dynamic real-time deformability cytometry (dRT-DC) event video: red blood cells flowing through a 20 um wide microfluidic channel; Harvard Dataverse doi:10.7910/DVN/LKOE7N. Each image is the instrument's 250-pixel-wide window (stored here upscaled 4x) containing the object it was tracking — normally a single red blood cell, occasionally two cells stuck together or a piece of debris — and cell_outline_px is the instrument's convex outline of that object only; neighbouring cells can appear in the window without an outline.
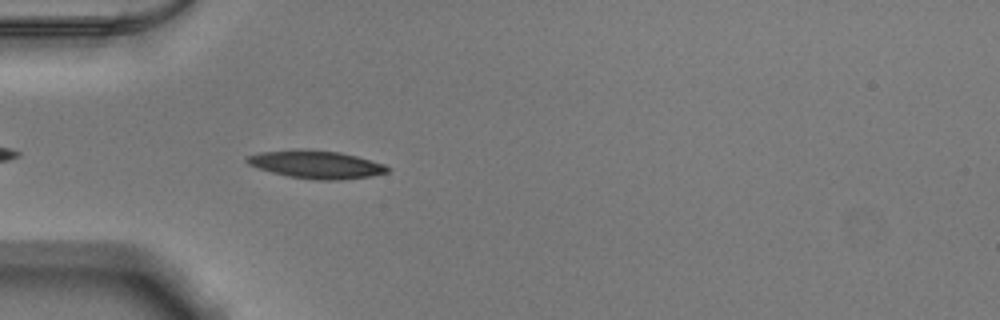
{"species": "Egyptian fruit bat (a non-hibernating species)", "species_latin": "Rousettus aegyptiacus", "temperature_condition": "warm", "stored_images_in_passage": 39, "camera_frame_rate_fps": 3000, "um_per_image_px": 0.085, "animal": {"sex": "male"}, "frame": {"image": 1, "passage_image": 3, "time_ms": 0.667, "image_size_px": [1000, 320], "cell_outline_px": [[388, 172], [372, 176], [340, 180], [316, 180], [288, 176], [272, 172], [248, 164], [244, 160], [244, 156], [260, 152], [340, 152], [372, 160], [384, 164], [388, 168]], "centroid_in_image_um": [26.91, 14.03], "position_along_channel_um": 58.1, "area_um2": 21.85}}
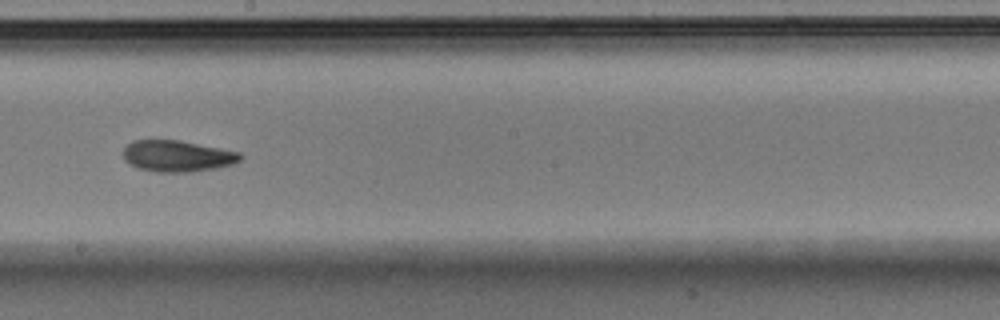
{"frame": {"image": 2, "passage_image": 17, "time_ms": 5.333, "image_size_px": [1000, 320], "cell_outline_px": [[244, 156], [240, 160], [232, 164], [216, 168], [192, 172], [156, 172], [136, 168], [124, 160], [124, 148], [132, 140], [180, 140], [240, 152]], "centroid_in_image_um": [15.07, 13.27], "position_along_channel_um": 233.1, "area_um2": 21.5}}
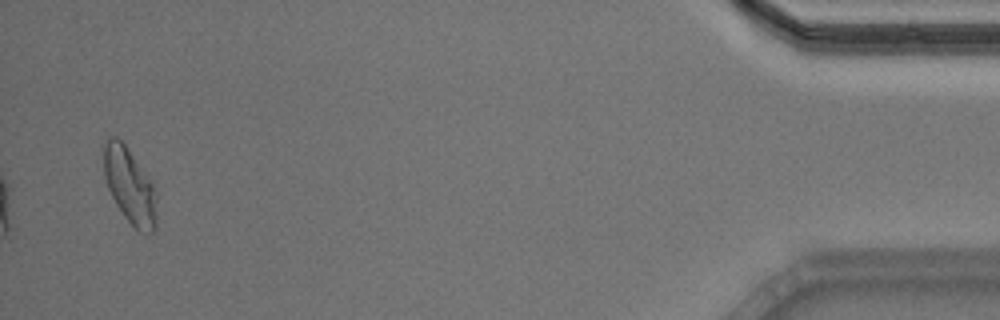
{"frame": {"image": 3, "passage_image": 38, "time_ms": 12.333, "image_size_px": [1000, 320], "cell_outline_px": [[156, 228], [148, 236], [140, 232], [124, 216], [116, 204], [108, 188], [104, 176], [104, 144], [108, 136], [116, 136], [124, 144], [156, 188]], "centroid_in_image_um": [11.04, 15.83], "position_along_channel_um": 424.2, "area_um2": 23.18}, "authors_computed_cell_mechanics": {"area_um2": 21.5016, "velocity_mm_per_s": 3.8642, "shape_relaxation_time_tau1_ms": null, "shape_relaxation_time_tau2_ms": 5.8078, "deformation_change_tau1": null, "deformation_change_tau2": 0.1431}}